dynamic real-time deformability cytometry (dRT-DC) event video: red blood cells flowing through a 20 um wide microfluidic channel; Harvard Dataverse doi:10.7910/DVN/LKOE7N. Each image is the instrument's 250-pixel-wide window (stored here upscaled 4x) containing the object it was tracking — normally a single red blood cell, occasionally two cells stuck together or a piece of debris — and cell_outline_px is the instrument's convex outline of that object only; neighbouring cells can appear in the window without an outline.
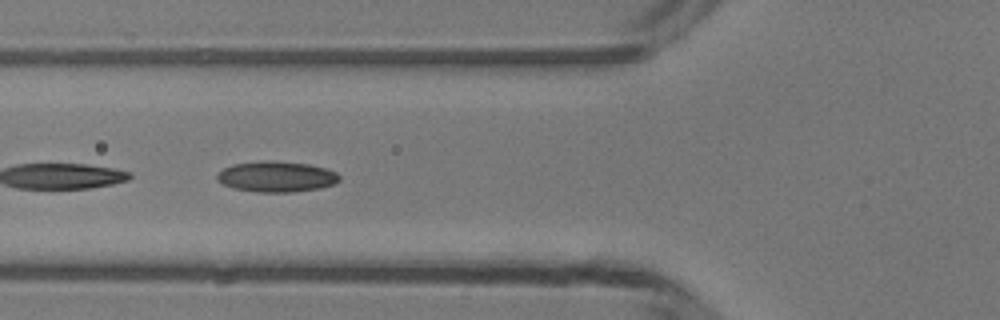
{"species": "common noctule bat (a hibernating species)", "species_latin": "Nyctalus noctula", "temperature_condition": "room temperature", "stored_images_in_passage": 9, "camera_frame_rate_fps": 3000, "um_per_image_px": 0.085, "animal": {"sex": "male", "body_mass_g": 13.3}, "frame": {"image": 1, "passage_image": 7, "time_ms": 2.0, "image_size_px": [1000, 320], "cell_outline_px": [[340, 180], [332, 184], [320, 188], [292, 192], [256, 192], [232, 188], [216, 180], [216, 176], [224, 168], [232, 164], [260, 160], [272, 160], [308, 164], [324, 168], [336, 172], [340, 176]], "centroid_in_image_um": [23.47, 15.01], "position_along_channel_um": 102.3, "area_um2": 21.96}}